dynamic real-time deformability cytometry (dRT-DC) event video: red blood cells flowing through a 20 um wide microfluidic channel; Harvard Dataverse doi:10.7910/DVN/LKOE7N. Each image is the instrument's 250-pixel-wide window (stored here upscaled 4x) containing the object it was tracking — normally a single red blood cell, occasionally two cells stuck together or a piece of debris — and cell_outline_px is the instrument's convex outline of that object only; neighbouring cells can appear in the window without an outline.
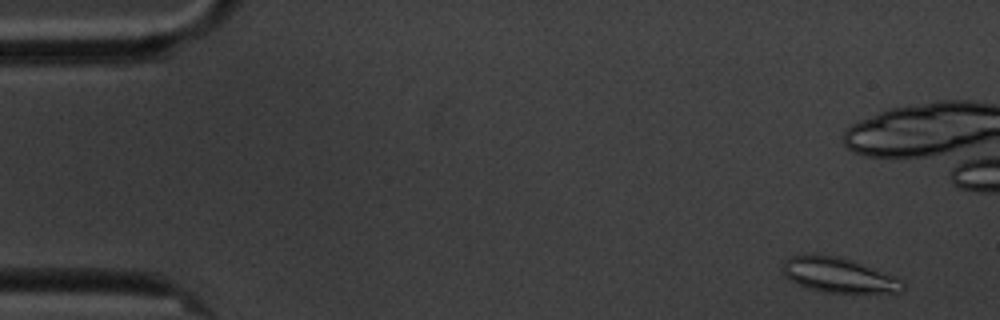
{"species": "common noctule bat (a hibernating species)", "species_latin": "Nyctalus noctula", "temperature_condition": "cold", "stored_images_in_passage": 6, "camera_frame_rate_fps": 3000, "um_per_image_px": 0.085, "animal": {"sex": "male", "body_mass_g": 20.1, "forearm_length_mm": 53.5}, "frame": {"image": 1, "passage_image": 2, "time_ms": 1.0, "image_size_px": [1000, 320], "cell_outline_px": [[904, 288], [900, 292], [824, 292], [808, 288], [788, 280], [784, 276], [780, 268], [784, 260], [788, 256], [840, 256], [852, 260], [892, 276], [900, 280], [904, 284]], "centroid_in_image_um": [71.2, 23.39], "position_along_channel_um": 13.8, "area_um2": 23.87}}